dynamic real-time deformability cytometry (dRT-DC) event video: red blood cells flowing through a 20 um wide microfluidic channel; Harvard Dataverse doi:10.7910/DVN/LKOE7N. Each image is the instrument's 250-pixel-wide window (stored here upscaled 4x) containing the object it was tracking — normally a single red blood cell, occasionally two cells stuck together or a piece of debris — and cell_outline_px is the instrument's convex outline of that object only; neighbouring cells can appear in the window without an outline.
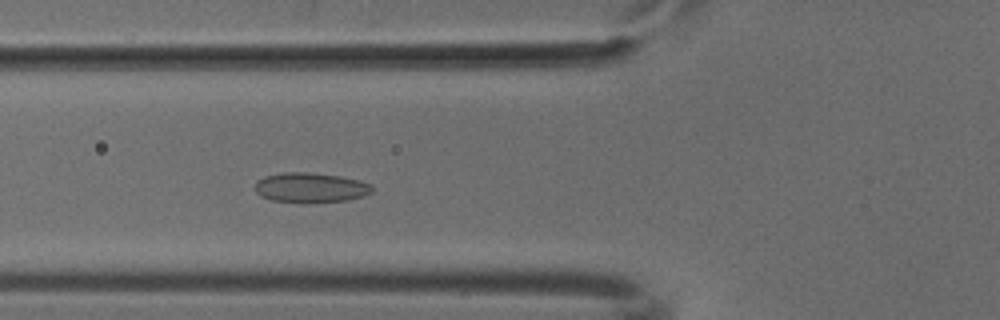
{"species": "common noctule bat (a hibernating species)", "species_latin": "Nyctalus noctula", "temperature_condition": "cold", "stored_images_in_passage": 53, "segment_of_instrument_passage": [1, 2], "camera_frame_rate_fps": 3000, "um_per_image_px": 0.085, "animal": {"sex": "male", "body_mass_g": 18.8}, "frame": {"image": 1, "passage_image": 19, "time_ms": 6.0, "image_size_px": [1000, 320], "cell_outline_px": [[372, 192], [364, 196], [348, 200], [304, 204], [272, 200], [260, 196], [256, 192], [256, 180], [264, 176], [284, 172], [308, 172], [340, 176], [360, 180], [372, 184]], "centroid_in_image_um": [26.4, 15.96], "position_along_channel_um": 99.4, "area_um2": 20.81}}
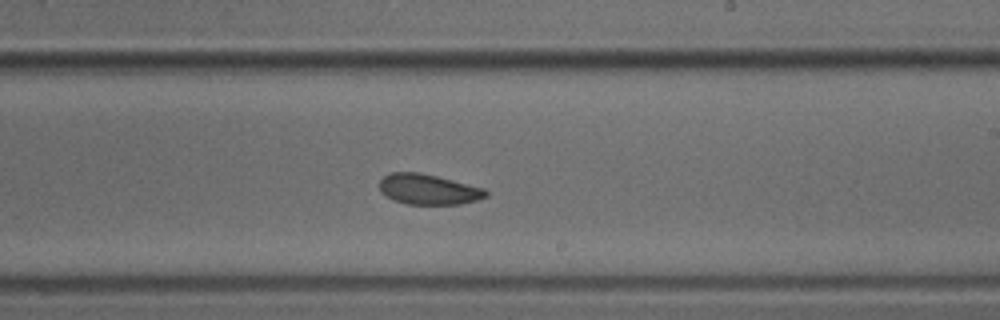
{"frame": {"image": 2, "passage_image": 31, "time_ms": 10.0, "image_size_px": [1000, 320], "cell_outline_px": [[488, 196], [476, 200], [460, 204], [408, 204], [392, 200], [380, 192], [380, 180], [388, 172], [420, 172], [484, 188], [488, 192]], "centroid_in_image_um": [36.38, 16.09], "position_along_channel_um": 252.6, "area_um2": 18.84}}
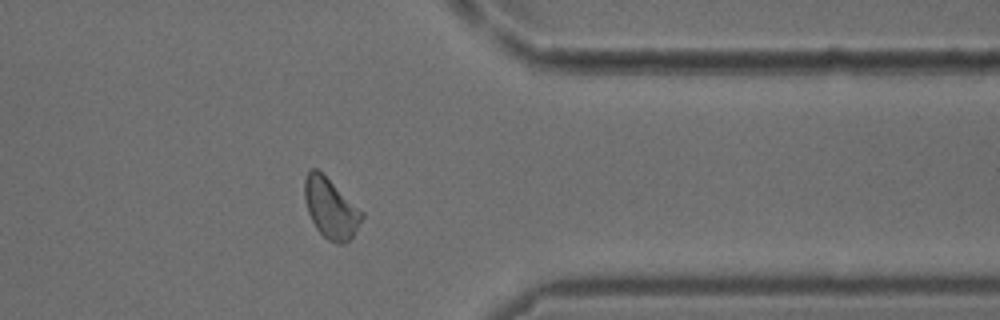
{"frame": {"image": 3, "passage_image": 42, "time_ms": 13.667, "image_size_px": [1000, 320], "cell_outline_px": [[364, 216], [352, 236], [344, 244], [336, 244], [328, 240], [316, 228], [308, 212], [304, 196], [304, 180], [308, 172], [312, 168], [316, 168], [364, 212]], "centroid_in_image_um": [28.11, 17.72], "position_along_channel_um": 383.3, "area_um2": 19.71}}